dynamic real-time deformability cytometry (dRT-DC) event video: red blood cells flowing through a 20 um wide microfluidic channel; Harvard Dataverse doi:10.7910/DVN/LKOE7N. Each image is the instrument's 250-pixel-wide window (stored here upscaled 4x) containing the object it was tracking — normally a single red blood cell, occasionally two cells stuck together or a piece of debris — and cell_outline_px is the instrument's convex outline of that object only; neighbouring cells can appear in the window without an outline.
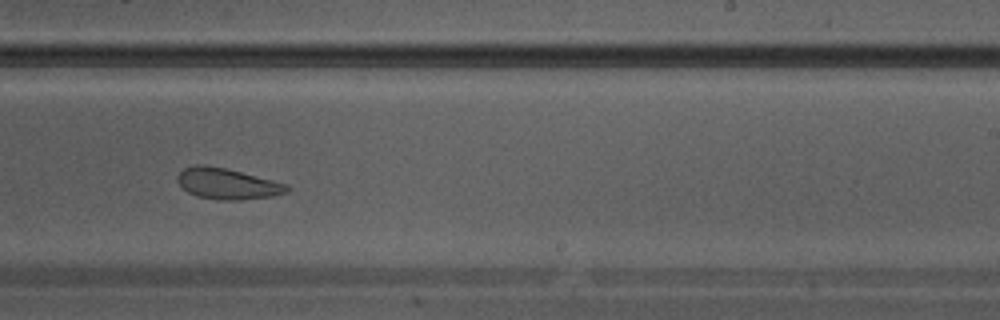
{"species": "Egyptian fruit bat (a non-hibernating species)", "species_latin": "Rousettus aegyptiacus", "temperature_condition": "warm", "stored_images_in_passage": 29, "camera_frame_rate_fps": 3000, "um_per_image_px": 0.085, "animal": {"sex": "male"}, "frame": {"image": 1, "passage_image": 17, "time_ms": 5.333, "image_size_px": [1000, 320], "cell_outline_px": [[292, 188], [288, 192], [272, 196], [240, 200], [216, 200], [196, 196], [188, 192], [176, 180], [176, 176], [184, 168], [196, 164], [200, 164], [224, 168], [288, 184]], "centroid_in_image_um": [19.32, 15.63], "position_along_channel_um": 269.7, "area_um2": 19.71}}